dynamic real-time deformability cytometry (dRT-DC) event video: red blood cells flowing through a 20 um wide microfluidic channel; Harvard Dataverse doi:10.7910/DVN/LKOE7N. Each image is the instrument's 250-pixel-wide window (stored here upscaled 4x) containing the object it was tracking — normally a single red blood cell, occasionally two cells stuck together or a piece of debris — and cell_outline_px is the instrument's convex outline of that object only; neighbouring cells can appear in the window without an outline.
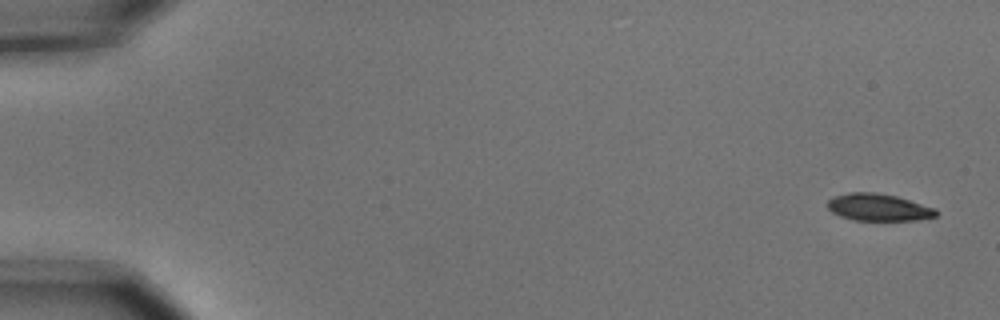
{"species": "common noctule bat (a hibernating species)", "species_latin": "Nyctalus noctula", "temperature_condition": "cold", "stored_images_in_passage": 5, "camera_frame_rate_fps": 3000, "um_per_image_px": 0.085, "animal": {"sex": "male", "body_mass_g": 15.6}, "frame": {"image": 1, "passage_image": 1, "time_ms": 0.0, "image_size_px": [1000, 320], "cell_outline_px": [[936, 216], [916, 220], [852, 220], [840, 216], [832, 212], [828, 208], [828, 200], [832, 196], [848, 192], [876, 192], [896, 196], [936, 208]], "centroid_in_image_um": [74.63, 17.61], "position_along_channel_um": 10.4, "area_um2": 17.17}}
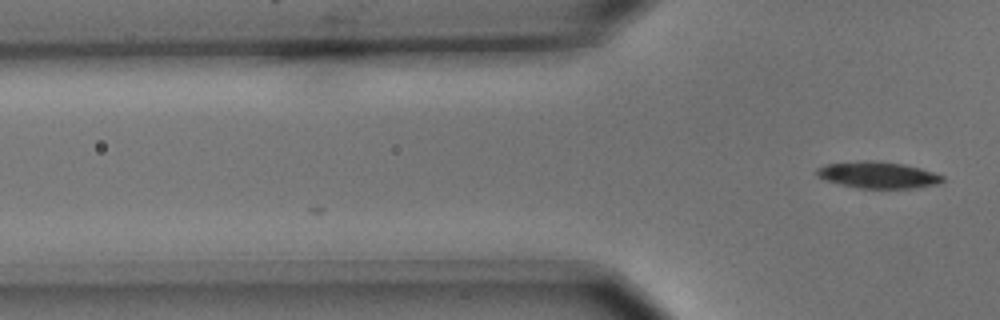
{"frame": {"image": 2, "passage_image": 5, "time_ms": 1.333, "image_size_px": [1000, 320], "cell_outline_px": [[944, 180], [936, 184], [912, 188], [860, 188], [840, 184], [824, 180], [816, 176], [816, 168], [824, 164], [864, 160], [876, 160], [904, 164], [920, 168], [944, 176]], "centroid_in_image_um": [74.57, 14.86], "position_along_channel_um": 51.2, "area_um2": 19.54}}